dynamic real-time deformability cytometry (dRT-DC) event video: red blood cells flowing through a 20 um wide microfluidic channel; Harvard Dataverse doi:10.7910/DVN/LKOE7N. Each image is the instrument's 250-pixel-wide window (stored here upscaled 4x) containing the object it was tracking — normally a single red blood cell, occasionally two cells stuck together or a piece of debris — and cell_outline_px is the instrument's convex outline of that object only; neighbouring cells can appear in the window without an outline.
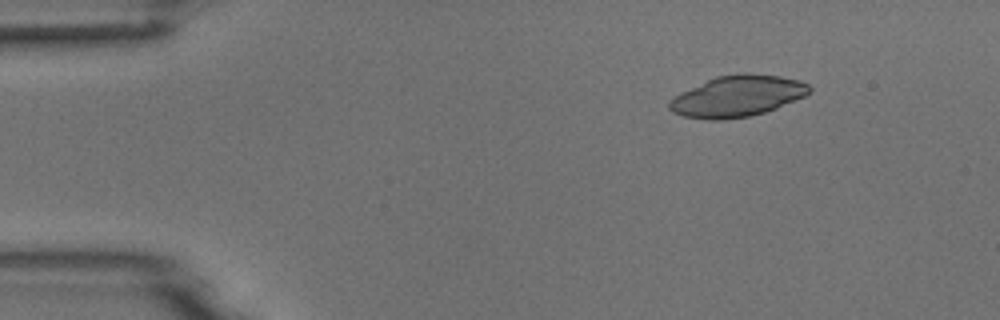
{"species": "common noctule bat (a hibernating species)", "species_latin": "Nyctalus noctula", "temperature_condition": "room temperature", "stored_images_in_passage": 3, "camera_frame_rate_fps": 3000, "um_per_image_px": 0.085, "animal": {"sex": "male", "body_mass_g": 18.8}, "frame": {"image": 1, "passage_image": 2, "time_ms": 1.333, "image_size_px": [1000, 320], "cell_outline_px": [[812, 92], [804, 96], [776, 108], [764, 112], [748, 116], [724, 120], [708, 120], [684, 116], [672, 112], [668, 108], [668, 100], [680, 92], [716, 76], [740, 72], [748, 72], [780, 76], [800, 80], [808, 84], [812, 88]], "centroid_in_image_um": [62.66, 8.16], "position_along_channel_um": 22.3, "area_um2": 33.87}}